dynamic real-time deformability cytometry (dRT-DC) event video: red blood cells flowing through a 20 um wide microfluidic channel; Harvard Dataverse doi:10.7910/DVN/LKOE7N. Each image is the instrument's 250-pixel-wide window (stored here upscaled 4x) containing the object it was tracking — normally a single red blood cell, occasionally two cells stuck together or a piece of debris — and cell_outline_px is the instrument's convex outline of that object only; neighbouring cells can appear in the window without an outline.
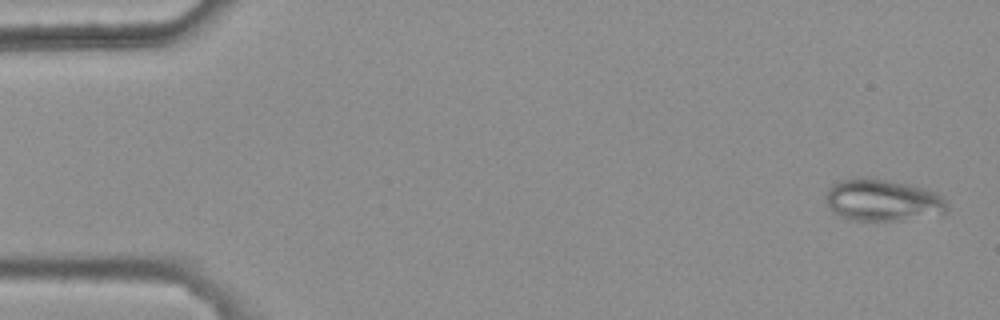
{"species": "common noctule bat (a hibernating species)", "species_latin": "Nyctalus noctula", "temperature_condition": "warm", "stored_images_in_passage": 47, "camera_frame_rate_fps": 3000, "um_per_image_px": 0.085, "animal": {"sex": "female", "body_mass_g": 25.1}, "frame": {"image": 1, "passage_image": 2, "time_ms": 0.333, "image_size_px": [1000, 320], "cell_outline_px": [[948, 212], [892, 220], [852, 220], [840, 216], [832, 212], [828, 208], [824, 200], [824, 196], [828, 188], [832, 184], [840, 180], [856, 176], [860, 176], [908, 184], [924, 188], [936, 192], [948, 204]], "centroid_in_image_um": [74.92, 16.99], "position_along_channel_um": 10.1, "area_um2": 29.54}}
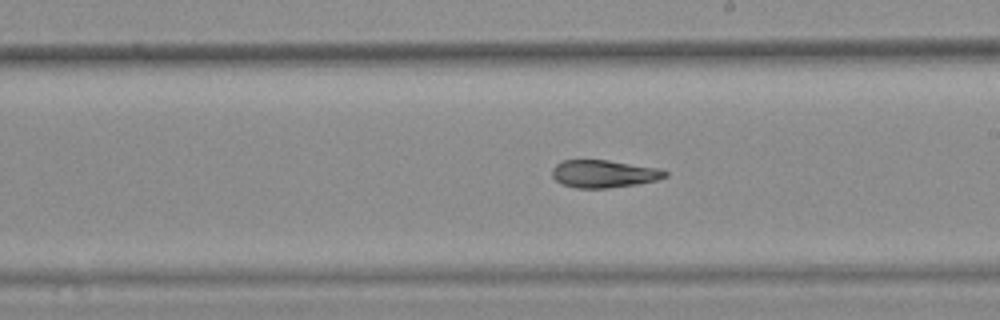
{"frame": {"image": 2, "passage_image": 31, "time_ms": 10.0, "image_size_px": [1000, 320], "cell_outline_px": [[668, 176], [656, 180], [636, 184], [608, 188], [576, 188], [560, 184], [552, 176], [552, 168], [556, 164], [564, 160], [608, 160], [660, 168], [668, 172]], "centroid_in_image_um": [51.32, 14.77], "position_along_channel_um": 237.7, "area_um2": 18.26}}
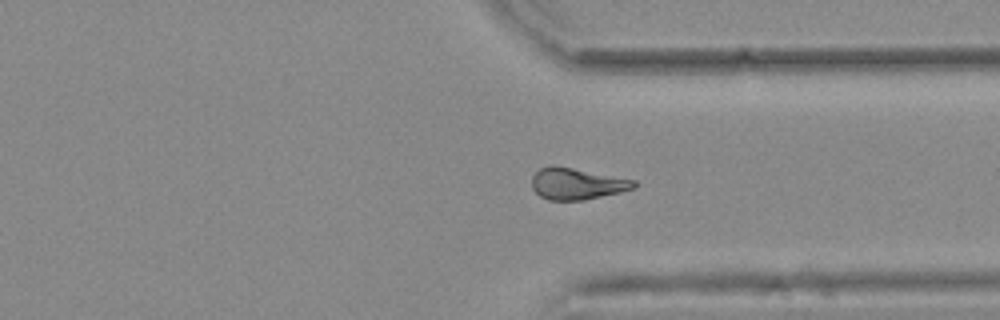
{"frame": {"image": 3, "passage_image": 41, "time_ms": 13.333, "image_size_px": [1000, 320], "cell_outline_px": [[636, 188], [620, 192], [584, 200], [548, 200], [540, 196], [532, 188], [532, 176], [540, 168], [552, 164], [636, 180]], "centroid_in_image_um": [49.02, 15.61], "position_along_channel_um": 362.4, "area_um2": 18.79}, "authors_computed_cell_mechanics": {"area_um2": 19.2474, "velocity_mm_per_s": 3.7219, "shape_relaxation_time_tau1_ms": null, "shape_relaxation_time_tau2_ms": 6.3339, "deformation_change_tau1": null, "deformation_change_tau2": 0.1026}}